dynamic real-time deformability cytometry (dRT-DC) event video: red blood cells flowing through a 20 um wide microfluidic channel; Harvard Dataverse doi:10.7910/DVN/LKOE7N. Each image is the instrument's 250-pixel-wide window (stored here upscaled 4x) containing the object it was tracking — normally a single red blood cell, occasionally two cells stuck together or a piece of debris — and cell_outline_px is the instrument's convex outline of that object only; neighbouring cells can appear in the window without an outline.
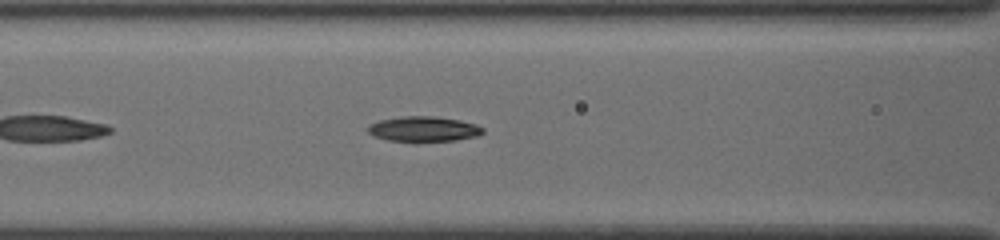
{"species": "common noctule bat (a hibernating species)", "species_latin": "Nyctalus noctula", "temperature_condition": "cold", "stored_images_in_passage": 38, "camera_frame_rate_fps": 3000, "um_per_image_px": 0.085, "animal": {"sex": "female", "body_mass_g": 19.5, "forearm_length_mm": 54.1}, "frame": {"image": 1, "passage_image": 8, "time_ms": 2.333, "image_size_px": [1000, 240], "cell_outline_px": [[484, 132], [476, 136], [456, 140], [416, 144], [388, 140], [376, 136], [368, 132], [368, 124], [380, 120], [400, 116], [436, 116], [460, 120], [476, 124], [484, 128]], "centroid_in_image_um": [36.01, 10.99], "position_along_channel_um": 130.6, "area_um2": 17.51}}
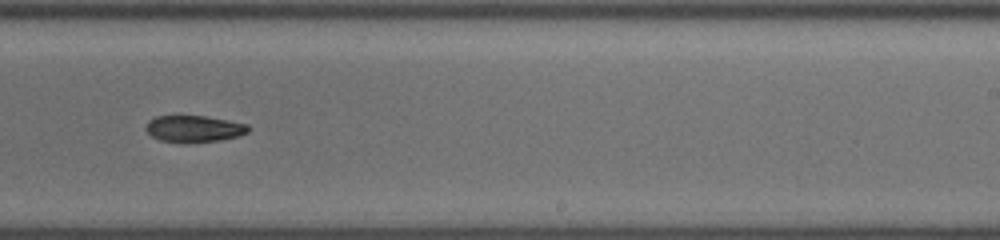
{"frame": {"image": 2, "passage_image": 19, "time_ms": 6.0, "image_size_px": [1000, 240], "cell_outline_px": [[248, 132], [236, 136], [220, 140], [184, 144], [160, 140], [152, 136], [144, 128], [148, 120], [156, 116], [204, 116], [228, 120], [248, 124]], "centroid_in_image_um": [16.44, 10.95], "position_along_channel_um": 272.6, "area_um2": 16.01}}
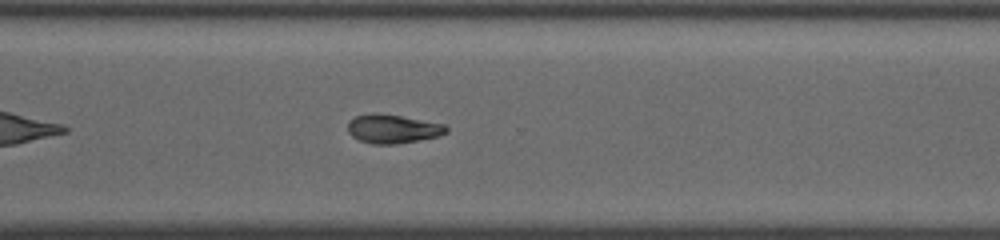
{"frame": {"image": 3, "passage_image": 24, "time_ms": 7.667, "image_size_px": [1000, 240], "cell_outline_px": [[448, 132], [440, 136], [396, 144], [372, 144], [360, 140], [352, 136], [348, 132], [348, 120], [356, 116], [372, 112], [376, 112], [400, 116], [444, 124], [448, 128]], "centroid_in_image_um": [33.37, 10.95], "position_along_channel_um": 337.2, "area_um2": 16.59}, "authors_computed_cell_mechanics": {"area_um2": 16.7042, "velocity_mm_per_s": 3.8817, "shape_relaxation_time_tau1_ms": 3.2791, "shape_relaxation_time_tau2_ms": null, "deformation_change_tau1": 0.1115, "deformation_change_tau2": null}}